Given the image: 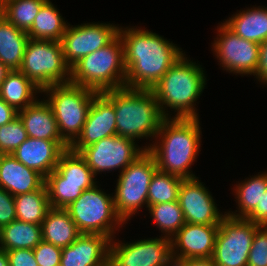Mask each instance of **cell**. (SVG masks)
Segmentation results:
<instances>
[{
  "mask_svg": "<svg viewBox=\"0 0 267 266\" xmlns=\"http://www.w3.org/2000/svg\"><path fill=\"white\" fill-rule=\"evenodd\" d=\"M19 71L41 90L70 83L71 67L66 63L60 41L29 38Z\"/></svg>",
  "mask_w": 267,
  "mask_h": 266,
  "instance_id": "9c48e42d",
  "label": "cell"
},
{
  "mask_svg": "<svg viewBox=\"0 0 267 266\" xmlns=\"http://www.w3.org/2000/svg\"><path fill=\"white\" fill-rule=\"evenodd\" d=\"M29 36L5 17L0 19V62L10 71L19 70Z\"/></svg>",
  "mask_w": 267,
  "mask_h": 266,
  "instance_id": "4316f807",
  "label": "cell"
},
{
  "mask_svg": "<svg viewBox=\"0 0 267 266\" xmlns=\"http://www.w3.org/2000/svg\"><path fill=\"white\" fill-rule=\"evenodd\" d=\"M157 170L156 160L146 150L121 173L117 174L113 193L117 214L128 224L136 213L147 211L148 189L152 176Z\"/></svg>",
  "mask_w": 267,
  "mask_h": 266,
  "instance_id": "ba28073f",
  "label": "cell"
},
{
  "mask_svg": "<svg viewBox=\"0 0 267 266\" xmlns=\"http://www.w3.org/2000/svg\"><path fill=\"white\" fill-rule=\"evenodd\" d=\"M41 94L42 90L19 70L10 71L0 85V97L16 111L34 103Z\"/></svg>",
  "mask_w": 267,
  "mask_h": 266,
  "instance_id": "d4e9b609",
  "label": "cell"
},
{
  "mask_svg": "<svg viewBox=\"0 0 267 266\" xmlns=\"http://www.w3.org/2000/svg\"><path fill=\"white\" fill-rule=\"evenodd\" d=\"M116 238L109 243V266H172L171 239L157 235L126 242Z\"/></svg>",
  "mask_w": 267,
  "mask_h": 266,
  "instance_id": "4fadbf2b",
  "label": "cell"
},
{
  "mask_svg": "<svg viewBox=\"0 0 267 266\" xmlns=\"http://www.w3.org/2000/svg\"><path fill=\"white\" fill-rule=\"evenodd\" d=\"M69 146L66 141L28 137L11 155L46 178L56 168L60 155Z\"/></svg>",
  "mask_w": 267,
  "mask_h": 266,
  "instance_id": "ac0fdd59",
  "label": "cell"
},
{
  "mask_svg": "<svg viewBox=\"0 0 267 266\" xmlns=\"http://www.w3.org/2000/svg\"><path fill=\"white\" fill-rule=\"evenodd\" d=\"M16 220L14 196L0 188V228Z\"/></svg>",
  "mask_w": 267,
  "mask_h": 266,
  "instance_id": "74e56055",
  "label": "cell"
},
{
  "mask_svg": "<svg viewBox=\"0 0 267 266\" xmlns=\"http://www.w3.org/2000/svg\"><path fill=\"white\" fill-rule=\"evenodd\" d=\"M44 184L45 178L40 173L11 154H0V188L16 196L39 190Z\"/></svg>",
  "mask_w": 267,
  "mask_h": 266,
  "instance_id": "ffe728a7",
  "label": "cell"
},
{
  "mask_svg": "<svg viewBox=\"0 0 267 266\" xmlns=\"http://www.w3.org/2000/svg\"><path fill=\"white\" fill-rule=\"evenodd\" d=\"M119 25L103 21L69 24L60 41L66 63L72 67L82 57L109 44L118 35Z\"/></svg>",
  "mask_w": 267,
  "mask_h": 266,
  "instance_id": "5bb4252c",
  "label": "cell"
},
{
  "mask_svg": "<svg viewBox=\"0 0 267 266\" xmlns=\"http://www.w3.org/2000/svg\"><path fill=\"white\" fill-rule=\"evenodd\" d=\"M11 0H0V5L3 6L5 3L9 2Z\"/></svg>",
  "mask_w": 267,
  "mask_h": 266,
  "instance_id": "bcb514c9",
  "label": "cell"
},
{
  "mask_svg": "<svg viewBox=\"0 0 267 266\" xmlns=\"http://www.w3.org/2000/svg\"><path fill=\"white\" fill-rule=\"evenodd\" d=\"M43 241L60 248L71 245L81 234L64 208H50L41 223Z\"/></svg>",
  "mask_w": 267,
  "mask_h": 266,
  "instance_id": "484cf974",
  "label": "cell"
},
{
  "mask_svg": "<svg viewBox=\"0 0 267 266\" xmlns=\"http://www.w3.org/2000/svg\"><path fill=\"white\" fill-rule=\"evenodd\" d=\"M9 266H39L35 260L33 249H15L6 251Z\"/></svg>",
  "mask_w": 267,
  "mask_h": 266,
  "instance_id": "f35d334b",
  "label": "cell"
},
{
  "mask_svg": "<svg viewBox=\"0 0 267 266\" xmlns=\"http://www.w3.org/2000/svg\"><path fill=\"white\" fill-rule=\"evenodd\" d=\"M0 266H9V259L5 250L0 249Z\"/></svg>",
  "mask_w": 267,
  "mask_h": 266,
  "instance_id": "f6af8a7d",
  "label": "cell"
},
{
  "mask_svg": "<svg viewBox=\"0 0 267 266\" xmlns=\"http://www.w3.org/2000/svg\"><path fill=\"white\" fill-rule=\"evenodd\" d=\"M182 181L183 178L181 177L157 169L150 181L147 209L153 204L178 201V193Z\"/></svg>",
  "mask_w": 267,
  "mask_h": 266,
  "instance_id": "1f68e13d",
  "label": "cell"
},
{
  "mask_svg": "<svg viewBox=\"0 0 267 266\" xmlns=\"http://www.w3.org/2000/svg\"><path fill=\"white\" fill-rule=\"evenodd\" d=\"M254 79L263 88L267 86V40L259 44V60Z\"/></svg>",
  "mask_w": 267,
  "mask_h": 266,
  "instance_id": "ab89813d",
  "label": "cell"
},
{
  "mask_svg": "<svg viewBox=\"0 0 267 266\" xmlns=\"http://www.w3.org/2000/svg\"><path fill=\"white\" fill-rule=\"evenodd\" d=\"M48 191L49 203L52 208H66L80 197L84 189L81 184L45 183Z\"/></svg>",
  "mask_w": 267,
  "mask_h": 266,
  "instance_id": "e575fe53",
  "label": "cell"
},
{
  "mask_svg": "<svg viewBox=\"0 0 267 266\" xmlns=\"http://www.w3.org/2000/svg\"><path fill=\"white\" fill-rule=\"evenodd\" d=\"M65 209L80 233L102 234L111 240L124 229L122 227H126V223L115 210L113 193L102 189L100 182L84 190Z\"/></svg>",
  "mask_w": 267,
  "mask_h": 266,
  "instance_id": "8992f818",
  "label": "cell"
},
{
  "mask_svg": "<svg viewBox=\"0 0 267 266\" xmlns=\"http://www.w3.org/2000/svg\"><path fill=\"white\" fill-rule=\"evenodd\" d=\"M231 194H234L236 209L226 210V214L235 218H247L260 203L267 190V170L260 171L234 184Z\"/></svg>",
  "mask_w": 267,
  "mask_h": 266,
  "instance_id": "cb8c5ba5",
  "label": "cell"
},
{
  "mask_svg": "<svg viewBox=\"0 0 267 266\" xmlns=\"http://www.w3.org/2000/svg\"><path fill=\"white\" fill-rule=\"evenodd\" d=\"M211 51L223 71L236 76H254L258 67L259 44L245 40L223 22L216 26Z\"/></svg>",
  "mask_w": 267,
  "mask_h": 266,
  "instance_id": "30bf717a",
  "label": "cell"
},
{
  "mask_svg": "<svg viewBox=\"0 0 267 266\" xmlns=\"http://www.w3.org/2000/svg\"><path fill=\"white\" fill-rule=\"evenodd\" d=\"M110 239L102 234L81 233L62 248L60 266H109Z\"/></svg>",
  "mask_w": 267,
  "mask_h": 266,
  "instance_id": "d6986e66",
  "label": "cell"
},
{
  "mask_svg": "<svg viewBox=\"0 0 267 266\" xmlns=\"http://www.w3.org/2000/svg\"><path fill=\"white\" fill-rule=\"evenodd\" d=\"M246 219L259 226H267V190L263 194L260 203Z\"/></svg>",
  "mask_w": 267,
  "mask_h": 266,
  "instance_id": "60d3db41",
  "label": "cell"
},
{
  "mask_svg": "<svg viewBox=\"0 0 267 266\" xmlns=\"http://www.w3.org/2000/svg\"><path fill=\"white\" fill-rule=\"evenodd\" d=\"M114 135H117L114 105L102 93H97L89 108L81 134L69 148L79 153L84 147Z\"/></svg>",
  "mask_w": 267,
  "mask_h": 266,
  "instance_id": "2e32d148",
  "label": "cell"
},
{
  "mask_svg": "<svg viewBox=\"0 0 267 266\" xmlns=\"http://www.w3.org/2000/svg\"><path fill=\"white\" fill-rule=\"evenodd\" d=\"M126 67L125 87L152 89L184 54L180 46L141 26H120Z\"/></svg>",
  "mask_w": 267,
  "mask_h": 266,
  "instance_id": "6da1fadb",
  "label": "cell"
},
{
  "mask_svg": "<svg viewBox=\"0 0 267 266\" xmlns=\"http://www.w3.org/2000/svg\"><path fill=\"white\" fill-rule=\"evenodd\" d=\"M186 53L151 89L165 118L200 117L196 103L207 88L208 76L200 62L191 60Z\"/></svg>",
  "mask_w": 267,
  "mask_h": 266,
  "instance_id": "3957f363",
  "label": "cell"
},
{
  "mask_svg": "<svg viewBox=\"0 0 267 266\" xmlns=\"http://www.w3.org/2000/svg\"><path fill=\"white\" fill-rule=\"evenodd\" d=\"M10 72V70L0 62V85L5 80L7 74Z\"/></svg>",
  "mask_w": 267,
  "mask_h": 266,
  "instance_id": "ee69618b",
  "label": "cell"
},
{
  "mask_svg": "<svg viewBox=\"0 0 267 266\" xmlns=\"http://www.w3.org/2000/svg\"><path fill=\"white\" fill-rule=\"evenodd\" d=\"M101 93L114 105L117 135L137 142L147 140V144L141 145L148 150L165 119L154 92L151 89L121 87Z\"/></svg>",
  "mask_w": 267,
  "mask_h": 266,
  "instance_id": "277c9868",
  "label": "cell"
},
{
  "mask_svg": "<svg viewBox=\"0 0 267 266\" xmlns=\"http://www.w3.org/2000/svg\"><path fill=\"white\" fill-rule=\"evenodd\" d=\"M224 20L231 31L245 40L258 44L267 40V6L250 5Z\"/></svg>",
  "mask_w": 267,
  "mask_h": 266,
  "instance_id": "603a6c76",
  "label": "cell"
},
{
  "mask_svg": "<svg viewBox=\"0 0 267 266\" xmlns=\"http://www.w3.org/2000/svg\"><path fill=\"white\" fill-rule=\"evenodd\" d=\"M28 134L19 116L0 126V154L13 153L26 139Z\"/></svg>",
  "mask_w": 267,
  "mask_h": 266,
  "instance_id": "836d02e7",
  "label": "cell"
},
{
  "mask_svg": "<svg viewBox=\"0 0 267 266\" xmlns=\"http://www.w3.org/2000/svg\"><path fill=\"white\" fill-rule=\"evenodd\" d=\"M16 219L41 225L51 208L47 187L44 184L39 190L14 196Z\"/></svg>",
  "mask_w": 267,
  "mask_h": 266,
  "instance_id": "f546056e",
  "label": "cell"
},
{
  "mask_svg": "<svg viewBox=\"0 0 267 266\" xmlns=\"http://www.w3.org/2000/svg\"><path fill=\"white\" fill-rule=\"evenodd\" d=\"M199 177L183 179L178 193V202L186 223L219 225L226 215L217 207L212 192ZM204 183V184H203Z\"/></svg>",
  "mask_w": 267,
  "mask_h": 266,
  "instance_id": "9a60e30c",
  "label": "cell"
},
{
  "mask_svg": "<svg viewBox=\"0 0 267 266\" xmlns=\"http://www.w3.org/2000/svg\"><path fill=\"white\" fill-rule=\"evenodd\" d=\"M147 211L161 237L171 239L186 223L178 201L153 204Z\"/></svg>",
  "mask_w": 267,
  "mask_h": 266,
  "instance_id": "4dcf8cb0",
  "label": "cell"
},
{
  "mask_svg": "<svg viewBox=\"0 0 267 266\" xmlns=\"http://www.w3.org/2000/svg\"><path fill=\"white\" fill-rule=\"evenodd\" d=\"M41 225L14 220L0 228V249H34L41 241Z\"/></svg>",
  "mask_w": 267,
  "mask_h": 266,
  "instance_id": "f1b7e54d",
  "label": "cell"
},
{
  "mask_svg": "<svg viewBox=\"0 0 267 266\" xmlns=\"http://www.w3.org/2000/svg\"><path fill=\"white\" fill-rule=\"evenodd\" d=\"M97 93L95 90L72 83L52 85L42 90V97L53 110L60 135L69 145L81 134Z\"/></svg>",
  "mask_w": 267,
  "mask_h": 266,
  "instance_id": "52a82bcc",
  "label": "cell"
},
{
  "mask_svg": "<svg viewBox=\"0 0 267 266\" xmlns=\"http://www.w3.org/2000/svg\"><path fill=\"white\" fill-rule=\"evenodd\" d=\"M137 143L134 139L114 135L84 147L79 154L96 177L102 173L106 176V173L116 170L121 173L146 151Z\"/></svg>",
  "mask_w": 267,
  "mask_h": 266,
  "instance_id": "7c38bea8",
  "label": "cell"
},
{
  "mask_svg": "<svg viewBox=\"0 0 267 266\" xmlns=\"http://www.w3.org/2000/svg\"><path fill=\"white\" fill-rule=\"evenodd\" d=\"M45 183L81 184L82 189L88 190L99 181L85 159L68 148L60 155L56 168L45 178Z\"/></svg>",
  "mask_w": 267,
  "mask_h": 266,
  "instance_id": "7402d4cb",
  "label": "cell"
},
{
  "mask_svg": "<svg viewBox=\"0 0 267 266\" xmlns=\"http://www.w3.org/2000/svg\"><path fill=\"white\" fill-rule=\"evenodd\" d=\"M69 22L51 0H47L27 31L29 38L37 40L61 41Z\"/></svg>",
  "mask_w": 267,
  "mask_h": 266,
  "instance_id": "83f0119b",
  "label": "cell"
},
{
  "mask_svg": "<svg viewBox=\"0 0 267 266\" xmlns=\"http://www.w3.org/2000/svg\"><path fill=\"white\" fill-rule=\"evenodd\" d=\"M260 226L246 218L225 215L220 221L212 259L216 266H247L255 231Z\"/></svg>",
  "mask_w": 267,
  "mask_h": 266,
  "instance_id": "8fae6325",
  "label": "cell"
},
{
  "mask_svg": "<svg viewBox=\"0 0 267 266\" xmlns=\"http://www.w3.org/2000/svg\"><path fill=\"white\" fill-rule=\"evenodd\" d=\"M18 116L23 122L28 137L51 141H65L59 132L53 110L45 98L39 97Z\"/></svg>",
  "mask_w": 267,
  "mask_h": 266,
  "instance_id": "44dd1931",
  "label": "cell"
},
{
  "mask_svg": "<svg viewBox=\"0 0 267 266\" xmlns=\"http://www.w3.org/2000/svg\"><path fill=\"white\" fill-rule=\"evenodd\" d=\"M200 118H165L148 151L157 169L183 179L197 177L192 165L201 151Z\"/></svg>",
  "mask_w": 267,
  "mask_h": 266,
  "instance_id": "7a4b0ae2",
  "label": "cell"
},
{
  "mask_svg": "<svg viewBox=\"0 0 267 266\" xmlns=\"http://www.w3.org/2000/svg\"><path fill=\"white\" fill-rule=\"evenodd\" d=\"M172 266H216L212 257L192 259H172Z\"/></svg>",
  "mask_w": 267,
  "mask_h": 266,
  "instance_id": "b9f144b4",
  "label": "cell"
},
{
  "mask_svg": "<svg viewBox=\"0 0 267 266\" xmlns=\"http://www.w3.org/2000/svg\"><path fill=\"white\" fill-rule=\"evenodd\" d=\"M17 116L18 111H16L0 97V126L11 122Z\"/></svg>",
  "mask_w": 267,
  "mask_h": 266,
  "instance_id": "7bdbcfd3",
  "label": "cell"
},
{
  "mask_svg": "<svg viewBox=\"0 0 267 266\" xmlns=\"http://www.w3.org/2000/svg\"><path fill=\"white\" fill-rule=\"evenodd\" d=\"M47 0H11L3 5V17L16 28L28 31Z\"/></svg>",
  "mask_w": 267,
  "mask_h": 266,
  "instance_id": "d6a6232c",
  "label": "cell"
},
{
  "mask_svg": "<svg viewBox=\"0 0 267 266\" xmlns=\"http://www.w3.org/2000/svg\"><path fill=\"white\" fill-rule=\"evenodd\" d=\"M218 229L219 225L185 223L171 238L172 259L212 257Z\"/></svg>",
  "mask_w": 267,
  "mask_h": 266,
  "instance_id": "e0dca14e",
  "label": "cell"
},
{
  "mask_svg": "<svg viewBox=\"0 0 267 266\" xmlns=\"http://www.w3.org/2000/svg\"><path fill=\"white\" fill-rule=\"evenodd\" d=\"M247 266H267V226L255 231Z\"/></svg>",
  "mask_w": 267,
  "mask_h": 266,
  "instance_id": "d590c367",
  "label": "cell"
},
{
  "mask_svg": "<svg viewBox=\"0 0 267 266\" xmlns=\"http://www.w3.org/2000/svg\"><path fill=\"white\" fill-rule=\"evenodd\" d=\"M33 252L39 266H60L62 248L42 240Z\"/></svg>",
  "mask_w": 267,
  "mask_h": 266,
  "instance_id": "8d00e7d4",
  "label": "cell"
},
{
  "mask_svg": "<svg viewBox=\"0 0 267 266\" xmlns=\"http://www.w3.org/2000/svg\"><path fill=\"white\" fill-rule=\"evenodd\" d=\"M3 16V6L0 5V19Z\"/></svg>",
  "mask_w": 267,
  "mask_h": 266,
  "instance_id": "7dc6e473",
  "label": "cell"
},
{
  "mask_svg": "<svg viewBox=\"0 0 267 266\" xmlns=\"http://www.w3.org/2000/svg\"><path fill=\"white\" fill-rule=\"evenodd\" d=\"M126 67L119 34L104 47L82 57L71 67L70 83L98 93L125 87Z\"/></svg>",
  "mask_w": 267,
  "mask_h": 266,
  "instance_id": "5b68a950",
  "label": "cell"
}]
</instances>
